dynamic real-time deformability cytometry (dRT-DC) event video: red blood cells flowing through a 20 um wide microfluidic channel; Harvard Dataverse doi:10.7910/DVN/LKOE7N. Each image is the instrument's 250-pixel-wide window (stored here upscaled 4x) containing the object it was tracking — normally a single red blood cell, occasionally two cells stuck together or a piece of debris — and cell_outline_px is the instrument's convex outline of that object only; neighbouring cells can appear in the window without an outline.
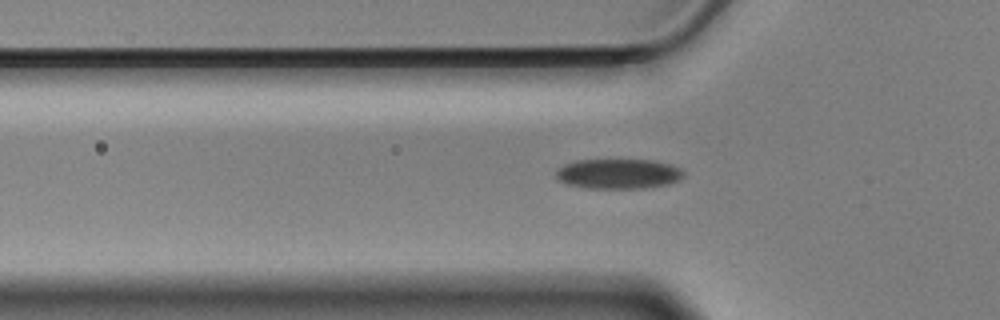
{"species": "Egyptian fruit bat (a non-hibernating species)", "species_latin": "Rousettus aegyptiacus", "temperature_condition": "cold", "stored_images_in_passage": 42, "segment_of_instrument_passage": [1, 2], "camera_frame_rate_fps": 3000, "um_per_image_px": 0.085, "animal": {"sex": "male"}, "frame": {"image": 1, "passage_image": 2, "time_ms": 0.333, "image_size_px": [1000, 320], "cell_outline_px": [[684, 176], [680, 180], [668, 184], [644, 188], [584, 188], [568, 184], [556, 180], [556, 172], [564, 164], [576, 160], [656, 160], [672, 164], [680, 168], [684, 172]], "centroid_in_image_um": [52.59, 14.77], "position_along_channel_um": 73.2, "area_um2": 22.48}}
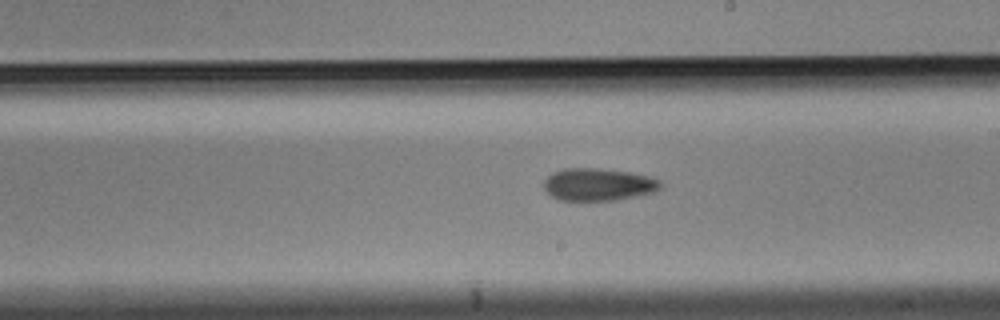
{"frame": {"image": 2, "passage_image": 16, "time_ms": 5.0, "image_size_px": [1000, 320], "cell_outline_px": [[664, 184], [656, 192], [616, 200], [560, 200], [552, 196], [544, 188], [544, 180], [552, 172], [564, 168], [596, 168], [628, 172], [648, 176], [660, 180]], "centroid_in_image_um": [50.87, 15.68], "position_along_channel_um": 238.1, "area_um2": 22.08}}
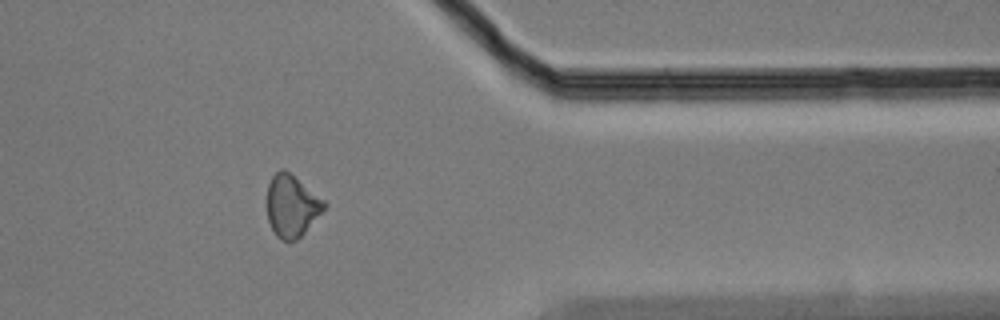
{"frame": {"image": 3, "passage_image": 30, "time_ms": 9.667, "image_size_px": [1000, 320], "cell_outline_px": [[328, 204], [304, 232], [296, 240], [280, 240], [276, 236], [268, 220], [264, 200], [268, 184], [272, 176], [280, 168], [284, 168], [324, 200]], "centroid_in_image_um": [24.73, 17.47], "position_along_channel_um": 386.7, "area_um2": 20.75}}